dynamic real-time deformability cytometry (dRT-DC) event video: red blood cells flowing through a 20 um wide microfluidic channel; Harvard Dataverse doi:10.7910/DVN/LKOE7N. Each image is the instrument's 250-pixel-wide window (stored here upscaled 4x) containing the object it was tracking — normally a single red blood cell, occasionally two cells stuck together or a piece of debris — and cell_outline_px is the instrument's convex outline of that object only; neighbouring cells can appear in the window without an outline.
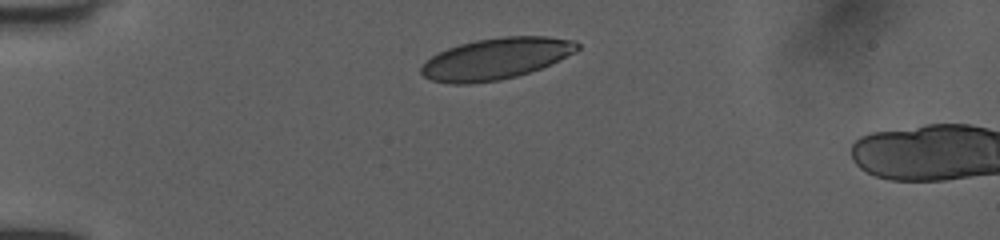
{"species": "human", "species_latin": "Homo sapiens", "temperature_condition": "room temperature", "stored_images_in_passage": 4, "camera_frame_rate_fps": 3000, "um_per_image_px": 0.085, "donor": {"sex": "female"}, "frame": {"image": 1, "passage_image": 1, "time_ms": 0.0, "image_size_px": [1000, 240], "cell_outline_px": [[580, 48], [576, 52], [560, 60], [540, 68], [516, 76], [500, 80], [468, 84], [448, 84], [432, 80], [424, 76], [420, 72], [420, 68], [432, 56], [448, 48], [460, 44], [476, 40], [504, 36], [548, 36], [576, 40], [580, 44]], "centroid_in_image_um": [42.19, 4.98], "position_along_channel_um": 42.8, "area_um2": 37.63}}